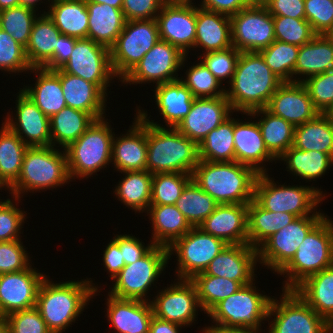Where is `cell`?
I'll use <instances>...</instances> for the list:
<instances>
[{
	"instance_id": "obj_1",
	"label": "cell",
	"mask_w": 333,
	"mask_h": 333,
	"mask_svg": "<svg viewBox=\"0 0 333 333\" xmlns=\"http://www.w3.org/2000/svg\"><path fill=\"white\" fill-rule=\"evenodd\" d=\"M283 81L266 65L259 52H241L225 95L234 112L248 114L266 108Z\"/></svg>"
},
{
	"instance_id": "obj_2",
	"label": "cell",
	"mask_w": 333,
	"mask_h": 333,
	"mask_svg": "<svg viewBox=\"0 0 333 333\" xmlns=\"http://www.w3.org/2000/svg\"><path fill=\"white\" fill-rule=\"evenodd\" d=\"M147 122L146 170L152 174L177 172L191 174L199 163L198 144L176 128H165L147 118V111L136 112Z\"/></svg>"
},
{
	"instance_id": "obj_3",
	"label": "cell",
	"mask_w": 333,
	"mask_h": 333,
	"mask_svg": "<svg viewBox=\"0 0 333 333\" xmlns=\"http://www.w3.org/2000/svg\"><path fill=\"white\" fill-rule=\"evenodd\" d=\"M93 281H65L55 283L47 276L40 285L36 307L51 333H62L81 314L87 302L96 295Z\"/></svg>"
},
{
	"instance_id": "obj_4",
	"label": "cell",
	"mask_w": 333,
	"mask_h": 333,
	"mask_svg": "<svg viewBox=\"0 0 333 333\" xmlns=\"http://www.w3.org/2000/svg\"><path fill=\"white\" fill-rule=\"evenodd\" d=\"M257 176L252 167L236 161L200 160L192 172V180L218 204H249Z\"/></svg>"
},
{
	"instance_id": "obj_5",
	"label": "cell",
	"mask_w": 333,
	"mask_h": 333,
	"mask_svg": "<svg viewBox=\"0 0 333 333\" xmlns=\"http://www.w3.org/2000/svg\"><path fill=\"white\" fill-rule=\"evenodd\" d=\"M54 146L28 147L23 158L22 169L17 181L9 188L14 201L25 191H40L63 186L70 180L65 149Z\"/></svg>"
},
{
	"instance_id": "obj_6",
	"label": "cell",
	"mask_w": 333,
	"mask_h": 333,
	"mask_svg": "<svg viewBox=\"0 0 333 333\" xmlns=\"http://www.w3.org/2000/svg\"><path fill=\"white\" fill-rule=\"evenodd\" d=\"M333 265V221L327 215L309 232L291 261L278 273L283 290H294L306 278Z\"/></svg>"
},
{
	"instance_id": "obj_7",
	"label": "cell",
	"mask_w": 333,
	"mask_h": 333,
	"mask_svg": "<svg viewBox=\"0 0 333 333\" xmlns=\"http://www.w3.org/2000/svg\"><path fill=\"white\" fill-rule=\"evenodd\" d=\"M105 118L95 120L91 126L66 149L70 180L88 178L111 162L113 135Z\"/></svg>"
},
{
	"instance_id": "obj_8",
	"label": "cell",
	"mask_w": 333,
	"mask_h": 333,
	"mask_svg": "<svg viewBox=\"0 0 333 333\" xmlns=\"http://www.w3.org/2000/svg\"><path fill=\"white\" fill-rule=\"evenodd\" d=\"M320 190L304 185L277 186L266 172L257 176L254 185V200L267 211L287 212L296 217L324 216L323 213L315 212L316 207L325 197L323 191Z\"/></svg>"
},
{
	"instance_id": "obj_9",
	"label": "cell",
	"mask_w": 333,
	"mask_h": 333,
	"mask_svg": "<svg viewBox=\"0 0 333 333\" xmlns=\"http://www.w3.org/2000/svg\"><path fill=\"white\" fill-rule=\"evenodd\" d=\"M255 283L244 285L234 294L217 303L207 314L215 322L211 327H259L267 314L271 297L259 293Z\"/></svg>"
},
{
	"instance_id": "obj_10",
	"label": "cell",
	"mask_w": 333,
	"mask_h": 333,
	"mask_svg": "<svg viewBox=\"0 0 333 333\" xmlns=\"http://www.w3.org/2000/svg\"><path fill=\"white\" fill-rule=\"evenodd\" d=\"M280 302L271 299L267 320L268 333H332L330 326L294 290H282Z\"/></svg>"
},
{
	"instance_id": "obj_11",
	"label": "cell",
	"mask_w": 333,
	"mask_h": 333,
	"mask_svg": "<svg viewBox=\"0 0 333 333\" xmlns=\"http://www.w3.org/2000/svg\"><path fill=\"white\" fill-rule=\"evenodd\" d=\"M160 40L156 19L126 21L110 48L114 74L122 81L142 57Z\"/></svg>"
},
{
	"instance_id": "obj_12",
	"label": "cell",
	"mask_w": 333,
	"mask_h": 333,
	"mask_svg": "<svg viewBox=\"0 0 333 333\" xmlns=\"http://www.w3.org/2000/svg\"><path fill=\"white\" fill-rule=\"evenodd\" d=\"M168 260V248L154 245L139 260L125 265L113 279L115 283L108 295L120 299L150 302L146 299L147 291L163 272Z\"/></svg>"
},
{
	"instance_id": "obj_13",
	"label": "cell",
	"mask_w": 333,
	"mask_h": 333,
	"mask_svg": "<svg viewBox=\"0 0 333 333\" xmlns=\"http://www.w3.org/2000/svg\"><path fill=\"white\" fill-rule=\"evenodd\" d=\"M223 240L192 227L169 248V259L173 252L177 256V279H191L204 272L210 262L227 246ZM173 251V252H172Z\"/></svg>"
},
{
	"instance_id": "obj_14",
	"label": "cell",
	"mask_w": 333,
	"mask_h": 333,
	"mask_svg": "<svg viewBox=\"0 0 333 333\" xmlns=\"http://www.w3.org/2000/svg\"><path fill=\"white\" fill-rule=\"evenodd\" d=\"M325 216L297 217L268 238L258 249V262L277 274L291 261L309 232Z\"/></svg>"
},
{
	"instance_id": "obj_15",
	"label": "cell",
	"mask_w": 333,
	"mask_h": 333,
	"mask_svg": "<svg viewBox=\"0 0 333 333\" xmlns=\"http://www.w3.org/2000/svg\"><path fill=\"white\" fill-rule=\"evenodd\" d=\"M60 69L96 84L105 94L110 81L116 77L110 49L89 38L76 40L69 60Z\"/></svg>"
},
{
	"instance_id": "obj_16",
	"label": "cell",
	"mask_w": 333,
	"mask_h": 333,
	"mask_svg": "<svg viewBox=\"0 0 333 333\" xmlns=\"http://www.w3.org/2000/svg\"><path fill=\"white\" fill-rule=\"evenodd\" d=\"M232 45L240 52H260L275 41L273 16L266 7L248 6L230 16Z\"/></svg>"
},
{
	"instance_id": "obj_17",
	"label": "cell",
	"mask_w": 333,
	"mask_h": 333,
	"mask_svg": "<svg viewBox=\"0 0 333 333\" xmlns=\"http://www.w3.org/2000/svg\"><path fill=\"white\" fill-rule=\"evenodd\" d=\"M186 56L176 46L159 40L121 82L130 85L155 82L160 85L180 79L176 72L184 66Z\"/></svg>"
},
{
	"instance_id": "obj_18",
	"label": "cell",
	"mask_w": 333,
	"mask_h": 333,
	"mask_svg": "<svg viewBox=\"0 0 333 333\" xmlns=\"http://www.w3.org/2000/svg\"><path fill=\"white\" fill-rule=\"evenodd\" d=\"M175 284L158 292L150 301L153 316L185 327L196 318L198 307L201 308L194 284L189 279H178ZM197 307V308H196Z\"/></svg>"
},
{
	"instance_id": "obj_19",
	"label": "cell",
	"mask_w": 333,
	"mask_h": 333,
	"mask_svg": "<svg viewBox=\"0 0 333 333\" xmlns=\"http://www.w3.org/2000/svg\"><path fill=\"white\" fill-rule=\"evenodd\" d=\"M197 7L165 2L157 15L160 40L169 42L187 55L196 40Z\"/></svg>"
},
{
	"instance_id": "obj_20",
	"label": "cell",
	"mask_w": 333,
	"mask_h": 333,
	"mask_svg": "<svg viewBox=\"0 0 333 333\" xmlns=\"http://www.w3.org/2000/svg\"><path fill=\"white\" fill-rule=\"evenodd\" d=\"M234 112L225 96L195 98L189 113L176 129L198 145L209 132L221 125Z\"/></svg>"
},
{
	"instance_id": "obj_21",
	"label": "cell",
	"mask_w": 333,
	"mask_h": 333,
	"mask_svg": "<svg viewBox=\"0 0 333 333\" xmlns=\"http://www.w3.org/2000/svg\"><path fill=\"white\" fill-rule=\"evenodd\" d=\"M31 266L23 271L0 274V306L6 316L36 306L38 291L46 275Z\"/></svg>"
},
{
	"instance_id": "obj_22",
	"label": "cell",
	"mask_w": 333,
	"mask_h": 333,
	"mask_svg": "<svg viewBox=\"0 0 333 333\" xmlns=\"http://www.w3.org/2000/svg\"><path fill=\"white\" fill-rule=\"evenodd\" d=\"M16 101L15 120L14 116L8 114L3 123L28 147L52 146L49 117L22 90L19 91Z\"/></svg>"
},
{
	"instance_id": "obj_23",
	"label": "cell",
	"mask_w": 333,
	"mask_h": 333,
	"mask_svg": "<svg viewBox=\"0 0 333 333\" xmlns=\"http://www.w3.org/2000/svg\"><path fill=\"white\" fill-rule=\"evenodd\" d=\"M257 262V249L249 244H228L204 272L196 275L218 276L248 285L254 281Z\"/></svg>"
},
{
	"instance_id": "obj_24",
	"label": "cell",
	"mask_w": 333,
	"mask_h": 333,
	"mask_svg": "<svg viewBox=\"0 0 333 333\" xmlns=\"http://www.w3.org/2000/svg\"><path fill=\"white\" fill-rule=\"evenodd\" d=\"M266 108L294 126L304 124L320 113L302 82H283Z\"/></svg>"
},
{
	"instance_id": "obj_25",
	"label": "cell",
	"mask_w": 333,
	"mask_h": 333,
	"mask_svg": "<svg viewBox=\"0 0 333 333\" xmlns=\"http://www.w3.org/2000/svg\"><path fill=\"white\" fill-rule=\"evenodd\" d=\"M248 204H218L198 226L226 244H248Z\"/></svg>"
},
{
	"instance_id": "obj_26",
	"label": "cell",
	"mask_w": 333,
	"mask_h": 333,
	"mask_svg": "<svg viewBox=\"0 0 333 333\" xmlns=\"http://www.w3.org/2000/svg\"><path fill=\"white\" fill-rule=\"evenodd\" d=\"M136 115L133 126L126 134L120 137L114 134L113 137L111 162L121 173L146 170L147 122Z\"/></svg>"
},
{
	"instance_id": "obj_27",
	"label": "cell",
	"mask_w": 333,
	"mask_h": 333,
	"mask_svg": "<svg viewBox=\"0 0 333 333\" xmlns=\"http://www.w3.org/2000/svg\"><path fill=\"white\" fill-rule=\"evenodd\" d=\"M233 133L235 161L252 167L258 174L268 172L263 163L277 159L265 146L258 122L233 118Z\"/></svg>"
},
{
	"instance_id": "obj_28",
	"label": "cell",
	"mask_w": 333,
	"mask_h": 333,
	"mask_svg": "<svg viewBox=\"0 0 333 333\" xmlns=\"http://www.w3.org/2000/svg\"><path fill=\"white\" fill-rule=\"evenodd\" d=\"M60 78L63 96L68 107L89 113L95 120L105 118L106 96L96 84L85 79L53 70Z\"/></svg>"
},
{
	"instance_id": "obj_29",
	"label": "cell",
	"mask_w": 333,
	"mask_h": 333,
	"mask_svg": "<svg viewBox=\"0 0 333 333\" xmlns=\"http://www.w3.org/2000/svg\"><path fill=\"white\" fill-rule=\"evenodd\" d=\"M107 317L118 333H148L153 317L152 305L148 301L120 299L108 295Z\"/></svg>"
},
{
	"instance_id": "obj_30",
	"label": "cell",
	"mask_w": 333,
	"mask_h": 333,
	"mask_svg": "<svg viewBox=\"0 0 333 333\" xmlns=\"http://www.w3.org/2000/svg\"><path fill=\"white\" fill-rule=\"evenodd\" d=\"M60 34L46 11L35 19L25 48L31 68L54 70V49Z\"/></svg>"
},
{
	"instance_id": "obj_31",
	"label": "cell",
	"mask_w": 333,
	"mask_h": 333,
	"mask_svg": "<svg viewBox=\"0 0 333 333\" xmlns=\"http://www.w3.org/2000/svg\"><path fill=\"white\" fill-rule=\"evenodd\" d=\"M194 48L204 53L232 47L230 16L197 7Z\"/></svg>"
},
{
	"instance_id": "obj_32",
	"label": "cell",
	"mask_w": 333,
	"mask_h": 333,
	"mask_svg": "<svg viewBox=\"0 0 333 333\" xmlns=\"http://www.w3.org/2000/svg\"><path fill=\"white\" fill-rule=\"evenodd\" d=\"M294 291L333 327V265L309 276Z\"/></svg>"
},
{
	"instance_id": "obj_33",
	"label": "cell",
	"mask_w": 333,
	"mask_h": 333,
	"mask_svg": "<svg viewBox=\"0 0 333 333\" xmlns=\"http://www.w3.org/2000/svg\"><path fill=\"white\" fill-rule=\"evenodd\" d=\"M148 213L151 216V227L154 231L151 241L154 245L169 248L192 228L175 205L150 204L147 215Z\"/></svg>"
},
{
	"instance_id": "obj_34",
	"label": "cell",
	"mask_w": 333,
	"mask_h": 333,
	"mask_svg": "<svg viewBox=\"0 0 333 333\" xmlns=\"http://www.w3.org/2000/svg\"><path fill=\"white\" fill-rule=\"evenodd\" d=\"M86 5L89 16L87 38L110 49L126 22L122 9L99 3Z\"/></svg>"
},
{
	"instance_id": "obj_35",
	"label": "cell",
	"mask_w": 333,
	"mask_h": 333,
	"mask_svg": "<svg viewBox=\"0 0 333 333\" xmlns=\"http://www.w3.org/2000/svg\"><path fill=\"white\" fill-rule=\"evenodd\" d=\"M154 92L157 108L168 128H176L189 113L195 97L181 79L157 85Z\"/></svg>"
},
{
	"instance_id": "obj_36",
	"label": "cell",
	"mask_w": 333,
	"mask_h": 333,
	"mask_svg": "<svg viewBox=\"0 0 333 333\" xmlns=\"http://www.w3.org/2000/svg\"><path fill=\"white\" fill-rule=\"evenodd\" d=\"M32 73H38L34 87L23 88L22 91L31 98L35 105L49 118L65 108L59 76L45 68H32Z\"/></svg>"
},
{
	"instance_id": "obj_37",
	"label": "cell",
	"mask_w": 333,
	"mask_h": 333,
	"mask_svg": "<svg viewBox=\"0 0 333 333\" xmlns=\"http://www.w3.org/2000/svg\"><path fill=\"white\" fill-rule=\"evenodd\" d=\"M46 13L61 34L77 39L87 38L89 16L83 0H51Z\"/></svg>"
},
{
	"instance_id": "obj_38",
	"label": "cell",
	"mask_w": 333,
	"mask_h": 333,
	"mask_svg": "<svg viewBox=\"0 0 333 333\" xmlns=\"http://www.w3.org/2000/svg\"><path fill=\"white\" fill-rule=\"evenodd\" d=\"M293 147L305 151H320L333 157V118L319 113L314 119L295 126Z\"/></svg>"
},
{
	"instance_id": "obj_39",
	"label": "cell",
	"mask_w": 333,
	"mask_h": 333,
	"mask_svg": "<svg viewBox=\"0 0 333 333\" xmlns=\"http://www.w3.org/2000/svg\"><path fill=\"white\" fill-rule=\"evenodd\" d=\"M296 218L287 212L267 211L253 199L248 204V244L258 249L268 238Z\"/></svg>"
},
{
	"instance_id": "obj_40",
	"label": "cell",
	"mask_w": 333,
	"mask_h": 333,
	"mask_svg": "<svg viewBox=\"0 0 333 333\" xmlns=\"http://www.w3.org/2000/svg\"><path fill=\"white\" fill-rule=\"evenodd\" d=\"M333 69V44L325 35H316L310 42L300 46L294 75H302L306 78H298L296 82L324 73ZM300 79V80H299Z\"/></svg>"
},
{
	"instance_id": "obj_41",
	"label": "cell",
	"mask_w": 333,
	"mask_h": 333,
	"mask_svg": "<svg viewBox=\"0 0 333 333\" xmlns=\"http://www.w3.org/2000/svg\"><path fill=\"white\" fill-rule=\"evenodd\" d=\"M260 116L258 125L268 151L278 160L292 145L295 126L283 118L274 115L267 108L257 109L248 116ZM263 117V118H262Z\"/></svg>"
},
{
	"instance_id": "obj_42",
	"label": "cell",
	"mask_w": 333,
	"mask_h": 333,
	"mask_svg": "<svg viewBox=\"0 0 333 333\" xmlns=\"http://www.w3.org/2000/svg\"><path fill=\"white\" fill-rule=\"evenodd\" d=\"M49 119L52 146L57 143L62 149L75 142L95 121L89 113L68 106Z\"/></svg>"
},
{
	"instance_id": "obj_43",
	"label": "cell",
	"mask_w": 333,
	"mask_h": 333,
	"mask_svg": "<svg viewBox=\"0 0 333 333\" xmlns=\"http://www.w3.org/2000/svg\"><path fill=\"white\" fill-rule=\"evenodd\" d=\"M28 146L6 124L0 129V186L7 190L20 176Z\"/></svg>"
},
{
	"instance_id": "obj_44",
	"label": "cell",
	"mask_w": 333,
	"mask_h": 333,
	"mask_svg": "<svg viewBox=\"0 0 333 333\" xmlns=\"http://www.w3.org/2000/svg\"><path fill=\"white\" fill-rule=\"evenodd\" d=\"M125 178L119 181L115 194L118 199L135 212H146L151 202L153 174L147 170L123 172Z\"/></svg>"
},
{
	"instance_id": "obj_45",
	"label": "cell",
	"mask_w": 333,
	"mask_h": 333,
	"mask_svg": "<svg viewBox=\"0 0 333 333\" xmlns=\"http://www.w3.org/2000/svg\"><path fill=\"white\" fill-rule=\"evenodd\" d=\"M286 162L287 171L303 180H315L322 177L333 165V157L320 151H305L291 146L278 160Z\"/></svg>"
},
{
	"instance_id": "obj_46",
	"label": "cell",
	"mask_w": 333,
	"mask_h": 333,
	"mask_svg": "<svg viewBox=\"0 0 333 333\" xmlns=\"http://www.w3.org/2000/svg\"><path fill=\"white\" fill-rule=\"evenodd\" d=\"M233 118L229 117L200 142L199 159L208 162L235 161Z\"/></svg>"
},
{
	"instance_id": "obj_47",
	"label": "cell",
	"mask_w": 333,
	"mask_h": 333,
	"mask_svg": "<svg viewBox=\"0 0 333 333\" xmlns=\"http://www.w3.org/2000/svg\"><path fill=\"white\" fill-rule=\"evenodd\" d=\"M175 206L192 227H198L216 209L218 203L191 180L183 189Z\"/></svg>"
},
{
	"instance_id": "obj_48",
	"label": "cell",
	"mask_w": 333,
	"mask_h": 333,
	"mask_svg": "<svg viewBox=\"0 0 333 333\" xmlns=\"http://www.w3.org/2000/svg\"><path fill=\"white\" fill-rule=\"evenodd\" d=\"M190 281L195 286L201 311L205 313L244 286L241 282L212 275H195Z\"/></svg>"
},
{
	"instance_id": "obj_49",
	"label": "cell",
	"mask_w": 333,
	"mask_h": 333,
	"mask_svg": "<svg viewBox=\"0 0 333 333\" xmlns=\"http://www.w3.org/2000/svg\"><path fill=\"white\" fill-rule=\"evenodd\" d=\"M299 49L297 45L275 40L259 53L266 65L283 82H296V77L293 79V75Z\"/></svg>"
},
{
	"instance_id": "obj_50",
	"label": "cell",
	"mask_w": 333,
	"mask_h": 333,
	"mask_svg": "<svg viewBox=\"0 0 333 333\" xmlns=\"http://www.w3.org/2000/svg\"><path fill=\"white\" fill-rule=\"evenodd\" d=\"M191 180L192 175L186 173L153 174L150 204L175 205L183 189Z\"/></svg>"
},
{
	"instance_id": "obj_51",
	"label": "cell",
	"mask_w": 333,
	"mask_h": 333,
	"mask_svg": "<svg viewBox=\"0 0 333 333\" xmlns=\"http://www.w3.org/2000/svg\"><path fill=\"white\" fill-rule=\"evenodd\" d=\"M36 18V10L28 7L17 6L4 9L0 11V29L26 48Z\"/></svg>"
},
{
	"instance_id": "obj_52",
	"label": "cell",
	"mask_w": 333,
	"mask_h": 333,
	"mask_svg": "<svg viewBox=\"0 0 333 333\" xmlns=\"http://www.w3.org/2000/svg\"><path fill=\"white\" fill-rule=\"evenodd\" d=\"M187 70L186 79L181 77V81L195 98L225 96V89H219L221 83L202 62H198Z\"/></svg>"
},
{
	"instance_id": "obj_53",
	"label": "cell",
	"mask_w": 333,
	"mask_h": 333,
	"mask_svg": "<svg viewBox=\"0 0 333 333\" xmlns=\"http://www.w3.org/2000/svg\"><path fill=\"white\" fill-rule=\"evenodd\" d=\"M275 40L302 46L310 42L316 34L306 19L273 16Z\"/></svg>"
},
{
	"instance_id": "obj_54",
	"label": "cell",
	"mask_w": 333,
	"mask_h": 333,
	"mask_svg": "<svg viewBox=\"0 0 333 333\" xmlns=\"http://www.w3.org/2000/svg\"><path fill=\"white\" fill-rule=\"evenodd\" d=\"M31 69L25 47L0 29V70L19 73Z\"/></svg>"
},
{
	"instance_id": "obj_55",
	"label": "cell",
	"mask_w": 333,
	"mask_h": 333,
	"mask_svg": "<svg viewBox=\"0 0 333 333\" xmlns=\"http://www.w3.org/2000/svg\"><path fill=\"white\" fill-rule=\"evenodd\" d=\"M314 107L320 113H329L333 108V69L314 75L303 82Z\"/></svg>"
},
{
	"instance_id": "obj_56",
	"label": "cell",
	"mask_w": 333,
	"mask_h": 333,
	"mask_svg": "<svg viewBox=\"0 0 333 333\" xmlns=\"http://www.w3.org/2000/svg\"><path fill=\"white\" fill-rule=\"evenodd\" d=\"M240 53L232 46L221 51L206 52L202 56L200 55L199 59L202 58V63L220 83L223 82V79L225 81V78H230L228 82L231 83Z\"/></svg>"
},
{
	"instance_id": "obj_57",
	"label": "cell",
	"mask_w": 333,
	"mask_h": 333,
	"mask_svg": "<svg viewBox=\"0 0 333 333\" xmlns=\"http://www.w3.org/2000/svg\"><path fill=\"white\" fill-rule=\"evenodd\" d=\"M8 333H51L36 306L6 316Z\"/></svg>"
},
{
	"instance_id": "obj_58",
	"label": "cell",
	"mask_w": 333,
	"mask_h": 333,
	"mask_svg": "<svg viewBox=\"0 0 333 333\" xmlns=\"http://www.w3.org/2000/svg\"><path fill=\"white\" fill-rule=\"evenodd\" d=\"M305 19L316 35H325L333 26V0H305Z\"/></svg>"
},
{
	"instance_id": "obj_59",
	"label": "cell",
	"mask_w": 333,
	"mask_h": 333,
	"mask_svg": "<svg viewBox=\"0 0 333 333\" xmlns=\"http://www.w3.org/2000/svg\"><path fill=\"white\" fill-rule=\"evenodd\" d=\"M20 239L0 242V274L23 271L31 264Z\"/></svg>"
},
{
	"instance_id": "obj_60",
	"label": "cell",
	"mask_w": 333,
	"mask_h": 333,
	"mask_svg": "<svg viewBox=\"0 0 333 333\" xmlns=\"http://www.w3.org/2000/svg\"><path fill=\"white\" fill-rule=\"evenodd\" d=\"M13 203L12 199H7L0 204V242L21 239L19 234L26 215Z\"/></svg>"
},
{
	"instance_id": "obj_61",
	"label": "cell",
	"mask_w": 333,
	"mask_h": 333,
	"mask_svg": "<svg viewBox=\"0 0 333 333\" xmlns=\"http://www.w3.org/2000/svg\"><path fill=\"white\" fill-rule=\"evenodd\" d=\"M165 0H123L122 11L126 21L156 19Z\"/></svg>"
},
{
	"instance_id": "obj_62",
	"label": "cell",
	"mask_w": 333,
	"mask_h": 333,
	"mask_svg": "<svg viewBox=\"0 0 333 333\" xmlns=\"http://www.w3.org/2000/svg\"><path fill=\"white\" fill-rule=\"evenodd\" d=\"M143 242L131 235H119V249L123 256L125 265L133 264L141 257H143L154 244L144 246Z\"/></svg>"
},
{
	"instance_id": "obj_63",
	"label": "cell",
	"mask_w": 333,
	"mask_h": 333,
	"mask_svg": "<svg viewBox=\"0 0 333 333\" xmlns=\"http://www.w3.org/2000/svg\"><path fill=\"white\" fill-rule=\"evenodd\" d=\"M305 0H270L265 6L272 16L305 19Z\"/></svg>"
},
{
	"instance_id": "obj_64",
	"label": "cell",
	"mask_w": 333,
	"mask_h": 333,
	"mask_svg": "<svg viewBox=\"0 0 333 333\" xmlns=\"http://www.w3.org/2000/svg\"><path fill=\"white\" fill-rule=\"evenodd\" d=\"M103 252L104 268L109 272L110 279L113 280L125 267L124 259L119 249V235H115Z\"/></svg>"
},
{
	"instance_id": "obj_65",
	"label": "cell",
	"mask_w": 333,
	"mask_h": 333,
	"mask_svg": "<svg viewBox=\"0 0 333 333\" xmlns=\"http://www.w3.org/2000/svg\"><path fill=\"white\" fill-rule=\"evenodd\" d=\"M200 7L231 16L248 5L245 0H203Z\"/></svg>"
},
{
	"instance_id": "obj_66",
	"label": "cell",
	"mask_w": 333,
	"mask_h": 333,
	"mask_svg": "<svg viewBox=\"0 0 333 333\" xmlns=\"http://www.w3.org/2000/svg\"><path fill=\"white\" fill-rule=\"evenodd\" d=\"M77 38L60 34L57 47L54 49V70L60 69L70 58Z\"/></svg>"
},
{
	"instance_id": "obj_67",
	"label": "cell",
	"mask_w": 333,
	"mask_h": 333,
	"mask_svg": "<svg viewBox=\"0 0 333 333\" xmlns=\"http://www.w3.org/2000/svg\"><path fill=\"white\" fill-rule=\"evenodd\" d=\"M181 325L152 317L148 333H180Z\"/></svg>"
},
{
	"instance_id": "obj_68",
	"label": "cell",
	"mask_w": 333,
	"mask_h": 333,
	"mask_svg": "<svg viewBox=\"0 0 333 333\" xmlns=\"http://www.w3.org/2000/svg\"><path fill=\"white\" fill-rule=\"evenodd\" d=\"M202 333H258L259 330L245 327H205Z\"/></svg>"
},
{
	"instance_id": "obj_69",
	"label": "cell",
	"mask_w": 333,
	"mask_h": 333,
	"mask_svg": "<svg viewBox=\"0 0 333 333\" xmlns=\"http://www.w3.org/2000/svg\"><path fill=\"white\" fill-rule=\"evenodd\" d=\"M85 3L107 4L109 6L122 9L123 0H83Z\"/></svg>"
},
{
	"instance_id": "obj_70",
	"label": "cell",
	"mask_w": 333,
	"mask_h": 333,
	"mask_svg": "<svg viewBox=\"0 0 333 333\" xmlns=\"http://www.w3.org/2000/svg\"><path fill=\"white\" fill-rule=\"evenodd\" d=\"M19 6V0H0V11Z\"/></svg>"
},
{
	"instance_id": "obj_71",
	"label": "cell",
	"mask_w": 333,
	"mask_h": 333,
	"mask_svg": "<svg viewBox=\"0 0 333 333\" xmlns=\"http://www.w3.org/2000/svg\"><path fill=\"white\" fill-rule=\"evenodd\" d=\"M39 1L41 0H19V6L28 7L36 10L35 8H37L36 5Z\"/></svg>"
},
{
	"instance_id": "obj_72",
	"label": "cell",
	"mask_w": 333,
	"mask_h": 333,
	"mask_svg": "<svg viewBox=\"0 0 333 333\" xmlns=\"http://www.w3.org/2000/svg\"><path fill=\"white\" fill-rule=\"evenodd\" d=\"M248 6L265 7L270 0H245Z\"/></svg>"
},
{
	"instance_id": "obj_73",
	"label": "cell",
	"mask_w": 333,
	"mask_h": 333,
	"mask_svg": "<svg viewBox=\"0 0 333 333\" xmlns=\"http://www.w3.org/2000/svg\"><path fill=\"white\" fill-rule=\"evenodd\" d=\"M0 333H8V325L6 318L0 319Z\"/></svg>"
},
{
	"instance_id": "obj_74",
	"label": "cell",
	"mask_w": 333,
	"mask_h": 333,
	"mask_svg": "<svg viewBox=\"0 0 333 333\" xmlns=\"http://www.w3.org/2000/svg\"><path fill=\"white\" fill-rule=\"evenodd\" d=\"M169 3L193 4L192 0H165Z\"/></svg>"
},
{
	"instance_id": "obj_75",
	"label": "cell",
	"mask_w": 333,
	"mask_h": 333,
	"mask_svg": "<svg viewBox=\"0 0 333 333\" xmlns=\"http://www.w3.org/2000/svg\"><path fill=\"white\" fill-rule=\"evenodd\" d=\"M325 36L333 44V26L327 31Z\"/></svg>"
},
{
	"instance_id": "obj_76",
	"label": "cell",
	"mask_w": 333,
	"mask_h": 333,
	"mask_svg": "<svg viewBox=\"0 0 333 333\" xmlns=\"http://www.w3.org/2000/svg\"><path fill=\"white\" fill-rule=\"evenodd\" d=\"M4 318H6V315L4 314V312L0 306V319H4Z\"/></svg>"
},
{
	"instance_id": "obj_77",
	"label": "cell",
	"mask_w": 333,
	"mask_h": 333,
	"mask_svg": "<svg viewBox=\"0 0 333 333\" xmlns=\"http://www.w3.org/2000/svg\"><path fill=\"white\" fill-rule=\"evenodd\" d=\"M328 114L333 118V108Z\"/></svg>"
}]
</instances>
